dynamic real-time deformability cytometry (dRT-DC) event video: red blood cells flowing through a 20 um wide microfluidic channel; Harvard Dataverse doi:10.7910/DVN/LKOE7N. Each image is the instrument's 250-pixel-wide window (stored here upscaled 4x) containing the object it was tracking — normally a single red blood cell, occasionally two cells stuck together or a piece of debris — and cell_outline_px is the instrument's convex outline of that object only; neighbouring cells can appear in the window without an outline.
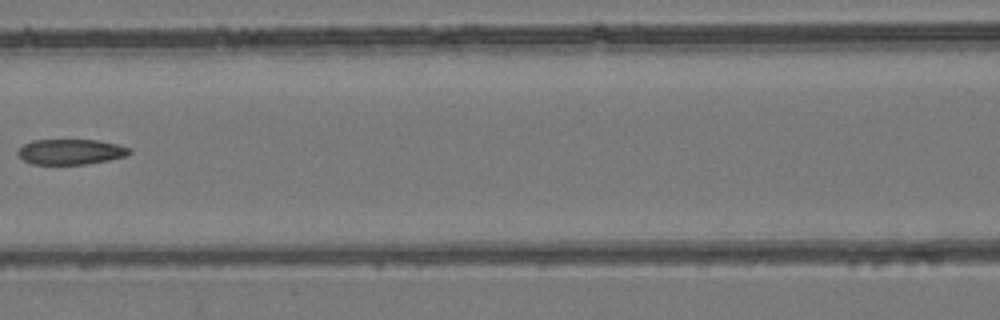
{"species": "common noctule bat (a hibernating species)", "species_latin": "Nyctalus noctula", "temperature_condition": "room temperature", "stored_images_in_passage": 6, "camera_frame_rate_fps": 3000, "um_per_image_px": 0.085, "animal": {"sex": "female", "body_mass_g": 24.6, "forearm_length_mm": 56.2}, "frame": {"image": 1, "passage_image": 5, "time_ms": 5.333, "image_size_px": [1000, 320], "cell_outline_px": [[132, 152], [124, 156], [108, 160], [84, 164], [32, 164], [24, 160], [16, 152], [24, 144], [32, 140], [96, 140], [116, 144], [132, 148]], "centroid_in_image_um": [6.01, 12.9], "position_along_channel_um": 160.6, "area_um2": 16.36}}
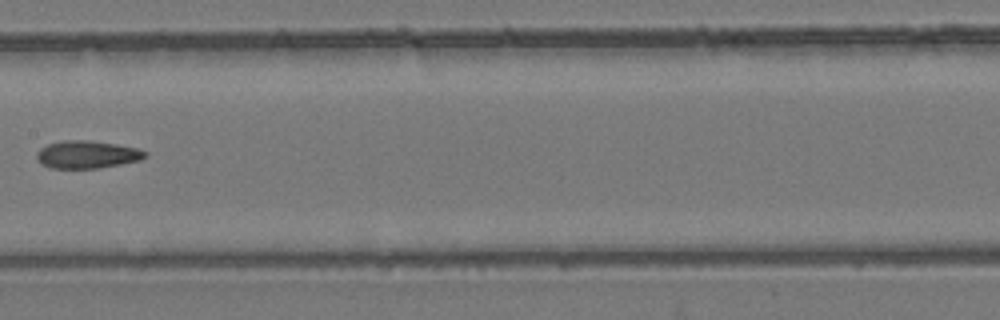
{"frame": {"image": 2, "passage_image": 6, "time_ms": 6.333, "image_size_px": [1000, 320], "cell_outline_px": [[148, 156], [140, 160], [100, 168], [48, 168], [40, 164], [36, 156], [36, 152], [40, 148], [48, 144], [60, 140], [88, 140], [116, 144], [136, 148], [148, 152]], "centroid_in_image_um": [7.37, 13.13], "position_along_channel_um": 200.0, "area_um2": 17.63}}